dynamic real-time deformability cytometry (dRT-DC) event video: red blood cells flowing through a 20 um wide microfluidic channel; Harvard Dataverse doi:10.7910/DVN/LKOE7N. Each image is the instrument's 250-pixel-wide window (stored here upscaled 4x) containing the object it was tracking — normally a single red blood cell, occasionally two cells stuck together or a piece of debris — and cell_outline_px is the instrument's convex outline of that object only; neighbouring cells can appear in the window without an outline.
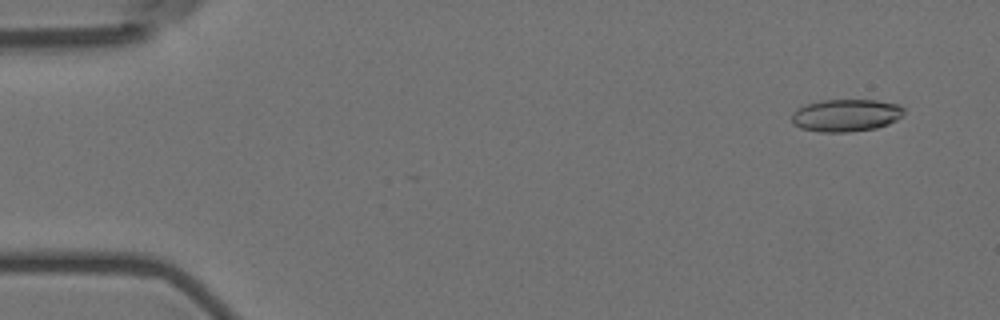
{"species": "Egyptian fruit bat (a non-hibernating species)", "species_latin": "Rousettus aegyptiacus", "temperature_condition": "room temperature", "stored_images_in_passage": 57, "camera_frame_rate_fps": 3000, "um_per_image_px": 0.085, "animal": {"sex": "female"}, "frame": {"image": 1, "passage_image": 4, "time_ms": 1.0, "image_size_px": [1000, 320], "cell_outline_px": [[904, 112], [896, 120], [888, 124], [876, 128], [848, 132], [820, 132], [800, 128], [792, 124], [792, 112], [796, 108], [804, 104], [820, 100], [876, 100], [900, 104], [904, 108]], "centroid_in_image_um": [71.87, 9.79], "position_along_channel_um": 13.1, "area_um2": 21.44}}
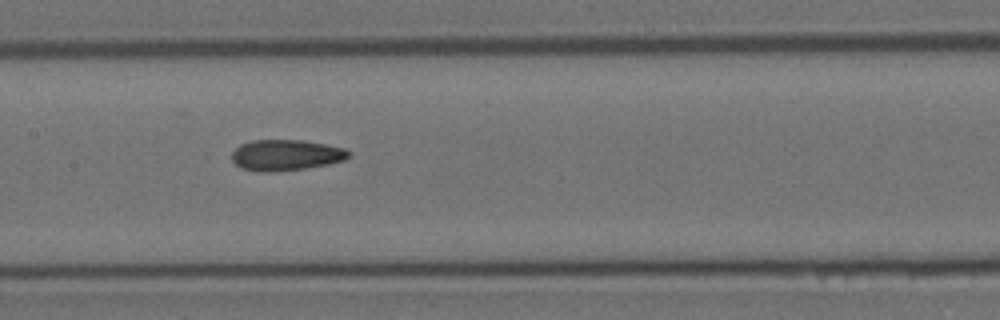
{"frame": {"image": 2, "passage_image": 28, "time_ms": 9.0, "image_size_px": [1000, 320], "cell_outline_px": [[352, 152], [344, 160], [328, 164], [304, 168], [272, 172], [260, 172], [240, 168], [232, 160], [232, 152], [240, 144], [252, 140], [304, 140], [344, 148]], "centroid_in_image_um": [24.28, 13.18], "position_along_channel_um": 183.1, "area_um2": 21.04}}
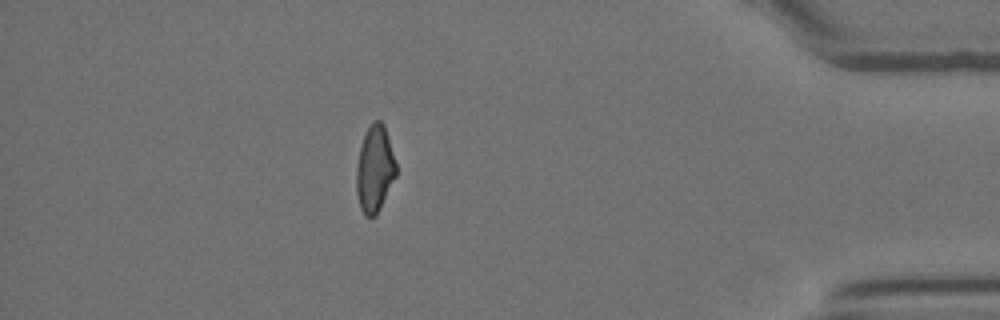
{"frame": {"image": 3, "passage_image": 50, "time_ms": 16.333, "image_size_px": [1000, 320], "cell_outline_px": [[396, 176], [376, 216], [364, 216], [360, 208], [356, 192], [356, 164], [360, 148], [364, 136], [372, 120], [380, 120], [384, 124], [396, 164]], "centroid_in_image_um": [31.84, 14.37], "position_along_channel_um": 403.4, "area_um2": 20.0}, "authors_computed_cell_mechanics": {"area_um2": 20.9236, "velocity_mm_per_s": 3.6016, "shape_relaxation_time_tau1_ms": null, "shape_relaxation_time_tau2_ms": 2.6044, "deformation_change_tau1": null, "deformation_change_tau2": 0.0883}}